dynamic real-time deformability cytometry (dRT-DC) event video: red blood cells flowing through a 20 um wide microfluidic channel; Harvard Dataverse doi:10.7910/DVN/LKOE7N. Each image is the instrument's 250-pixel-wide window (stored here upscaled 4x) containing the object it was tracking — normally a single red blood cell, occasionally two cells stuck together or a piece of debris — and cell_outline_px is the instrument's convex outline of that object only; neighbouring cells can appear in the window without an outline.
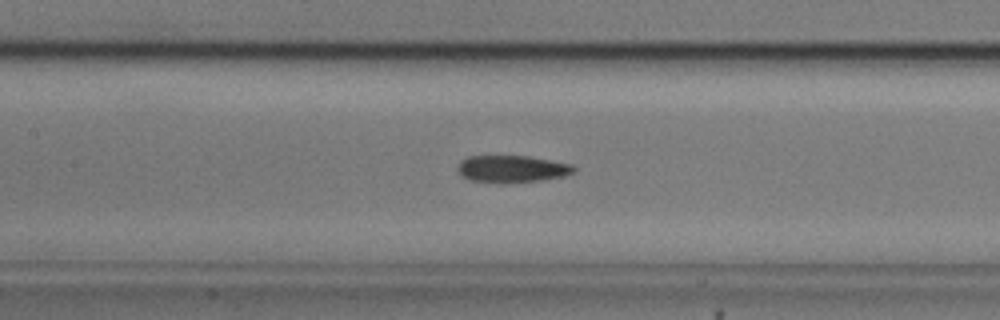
{"species": "common noctule bat (a hibernating species)", "species_latin": "Nyctalus noctula", "temperature_condition": "cold", "stored_images_in_passage": 43, "camera_frame_rate_fps": 3000, "um_per_image_px": 0.085, "animal": {"sex": "male", "body_mass_g": 20.5, "forearm_length_mm": 52.5}, "frame": {"image": 1, "passage_image": 24, "time_ms": 7.667, "image_size_px": [1000, 320], "cell_outline_px": [[576, 172], [564, 176], [544, 180], [504, 184], [468, 180], [460, 176], [456, 168], [456, 164], [460, 160], [468, 156], [528, 156], [572, 164], [576, 168]], "centroid_in_image_um": [43.48, 14.37], "position_along_channel_um": 163.9, "area_um2": 18.9}}
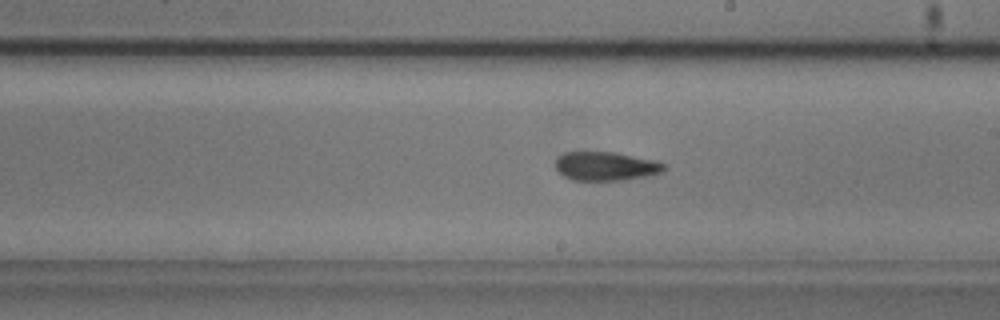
{"frame": {"image": 2, "passage_image": 30, "time_ms": 9.667, "image_size_px": [1000, 320], "cell_outline_px": [[668, 168], [660, 172], [644, 176], [620, 180], [572, 180], [564, 176], [556, 168], [556, 160], [564, 152], [612, 152], [652, 160], [664, 164]], "centroid_in_image_um": [51.46, 14.13], "position_along_channel_um": 237.5, "area_um2": 17.8}}
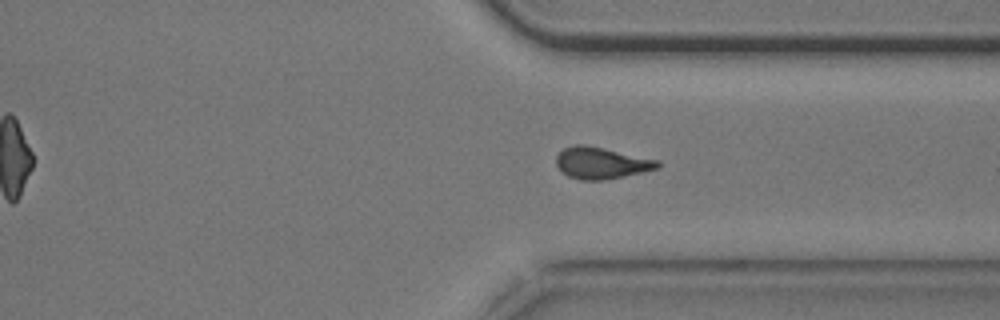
{"frame": {"image": 3, "passage_image": 40, "time_ms": 13.0, "image_size_px": [1000, 320], "cell_outline_px": [[660, 168], [604, 180], [580, 180], [568, 176], [560, 172], [556, 164], [556, 156], [564, 148], [576, 144], [584, 144], [660, 160]], "centroid_in_image_um": [51.09, 13.86], "position_along_channel_um": 360.3, "area_um2": 18.73}}